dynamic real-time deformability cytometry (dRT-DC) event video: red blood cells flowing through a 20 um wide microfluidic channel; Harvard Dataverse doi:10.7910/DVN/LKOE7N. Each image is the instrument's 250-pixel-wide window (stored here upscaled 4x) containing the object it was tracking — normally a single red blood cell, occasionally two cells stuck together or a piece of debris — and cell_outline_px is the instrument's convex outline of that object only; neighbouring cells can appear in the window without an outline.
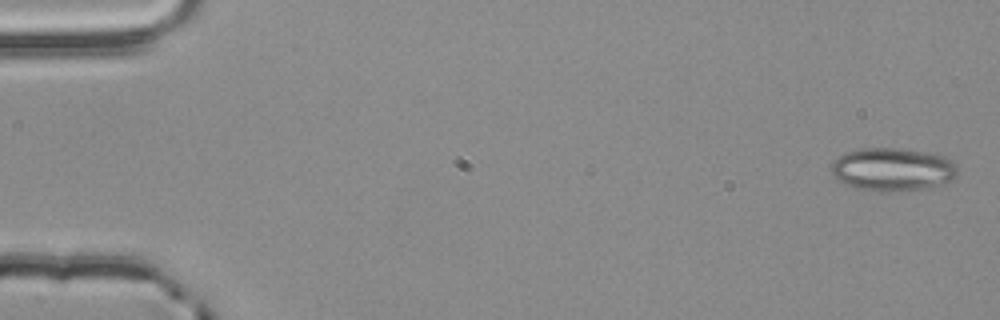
{"species": "common noctule bat (a hibernating species)", "species_latin": "Nyctalus noctula", "temperature_condition": "room temperature", "stored_images_in_passage": 5, "camera_frame_rate_fps": 3000, "um_per_image_px": 0.085, "animal": {"sex": "male", "body_mass_g": 20.4}, "frame": {"image": 1, "passage_image": 1, "time_ms": 0.0, "image_size_px": [1000, 320], "cell_outline_px": [[956, 172], [952, 180], [944, 184], [924, 188], [884, 192], [880, 192], [856, 188], [844, 184], [836, 180], [832, 176], [832, 160], [844, 152], [860, 148], [900, 148], [944, 156], [952, 160], [956, 164]], "centroid_in_image_um": [75.81, 14.4], "position_along_channel_um": 9.2, "area_um2": 31.91}}